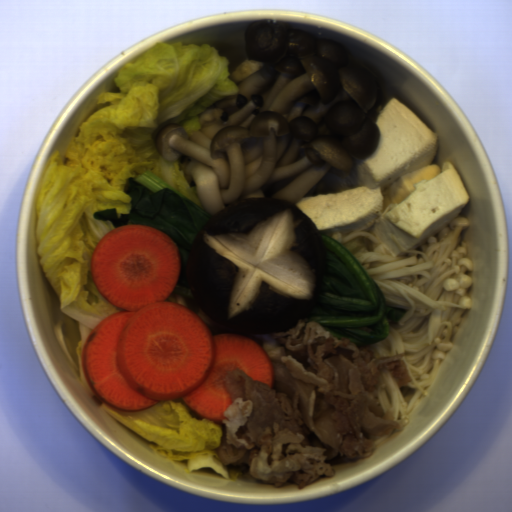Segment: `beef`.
<instances>
[{
	"label": "beef",
	"instance_id": "33117281",
	"mask_svg": "<svg viewBox=\"0 0 512 512\" xmlns=\"http://www.w3.org/2000/svg\"><path fill=\"white\" fill-rule=\"evenodd\" d=\"M251 336L272 365L273 383L239 368L224 375L232 399L216 450L224 467L303 490L334 477L338 463L370 458L378 436L403 431L374 392L383 371L399 387L412 382L406 353L376 356L370 344L336 338L306 316L293 328Z\"/></svg>",
	"mask_w": 512,
	"mask_h": 512
}]
</instances>
